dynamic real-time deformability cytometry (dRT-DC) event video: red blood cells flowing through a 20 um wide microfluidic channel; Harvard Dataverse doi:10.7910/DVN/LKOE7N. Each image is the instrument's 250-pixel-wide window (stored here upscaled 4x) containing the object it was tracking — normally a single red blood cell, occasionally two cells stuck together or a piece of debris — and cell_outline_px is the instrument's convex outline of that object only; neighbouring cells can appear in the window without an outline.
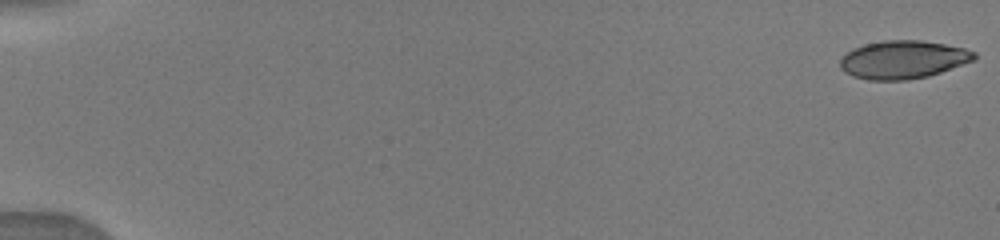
{"species": "human", "species_latin": "Homo sapiens", "temperature_condition": "warm", "stored_images_in_passage": 62, "camera_frame_rate_fps": 3000, "um_per_image_px": 0.085, "donor": {"sex": "male"}, "frame": {"image": 1, "passage_image": 1, "time_ms": 0.0, "image_size_px": [1000, 240], "cell_outline_px": [[976, 60], [928, 76], [904, 80], [868, 80], [852, 76], [844, 72], [840, 68], [840, 60], [852, 48], [864, 44], [884, 40], [920, 40], [944, 44], [964, 48], [976, 52]], "centroid_in_image_um": [76.76, 5.07], "position_along_channel_um": 8.2, "area_um2": 29.82}}
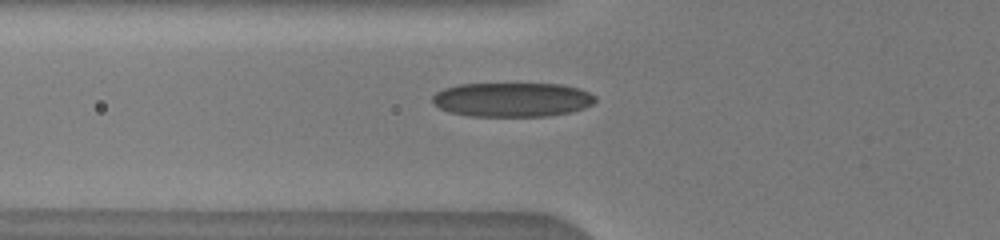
{"frame": {"image": 2, "passage_image": 23, "time_ms": 6.333, "image_size_px": [1000, 240], "cell_outline_px": [[596, 100], [592, 104], [584, 108], [568, 112], [544, 116], [472, 116], [448, 112], [432, 104], [432, 96], [436, 92], [444, 88], [460, 84], [564, 84], [580, 88], [596, 96]], "centroid_in_image_um": [43.52, 8.46], "position_along_channel_um": 82.3, "area_um2": 32.6}}
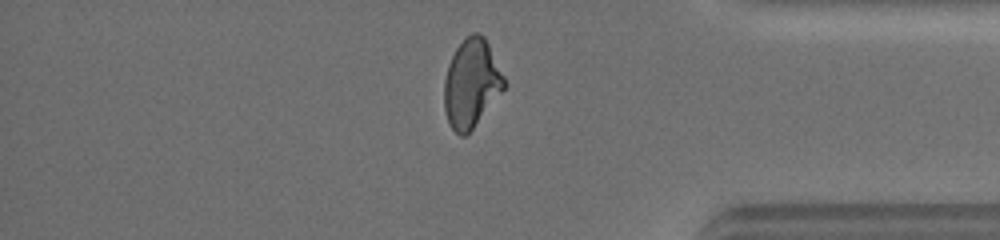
{"frame": {"image": 3, "passage_image": 52, "time_ms": 14.333, "image_size_px": [1000, 240], "cell_outline_px": [[504, 88], [472, 128], [464, 136], [460, 136], [448, 124], [444, 108], [444, 80], [448, 64], [456, 48], [472, 32], [480, 32], [484, 36], [504, 76]], "centroid_in_image_um": [40.04, 7.07], "position_along_channel_um": 395.2, "area_um2": 30.29}}